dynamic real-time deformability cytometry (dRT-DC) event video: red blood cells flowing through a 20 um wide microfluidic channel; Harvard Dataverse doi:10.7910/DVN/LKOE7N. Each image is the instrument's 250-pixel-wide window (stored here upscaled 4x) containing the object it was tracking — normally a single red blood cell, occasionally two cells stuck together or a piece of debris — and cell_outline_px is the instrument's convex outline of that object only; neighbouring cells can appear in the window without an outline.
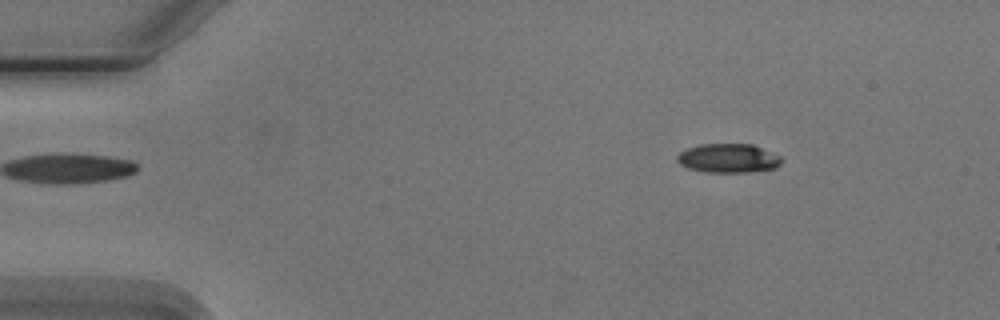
{"species": "Egyptian fruit bat (a non-hibernating species)", "species_latin": "Rousettus aegyptiacus", "temperature_condition": "cold", "stored_images_in_passage": 5, "camera_frame_rate_fps": 3000, "um_per_image_px": 0.085, "animal": {"sex": "male"}, "frame": {"image": 1, "passage_image": 5, "time_ms": 4.667, "image_size_px": [1000, 320], "cell_outline_px": [[784, 160], [776, 168], [748, 172], [704, 172], [688, 168], [680, 164], [676, 160], [676, 156], [680, 152], [688, 148], [700, 144], [752, 144], [772, 152], [780, 156]], "centroid_in_image_um": [61.91, 13.45], "position_along_channel_um": 23.1, "area_um2": 17.74}}